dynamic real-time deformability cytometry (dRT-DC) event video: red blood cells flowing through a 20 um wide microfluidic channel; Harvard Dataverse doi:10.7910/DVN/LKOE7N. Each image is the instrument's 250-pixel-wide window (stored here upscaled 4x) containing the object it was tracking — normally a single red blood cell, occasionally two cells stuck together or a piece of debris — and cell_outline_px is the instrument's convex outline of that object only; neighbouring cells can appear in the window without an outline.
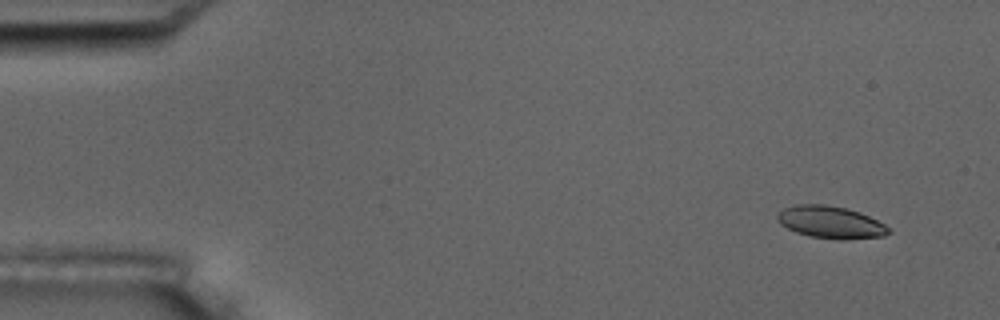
{"species": "common noctule bat (a hibernating species)", "species_latin": "Nyctalus noctula", "temperature_condition": "room temperature", "stored_images_in_passage": 7, "camera_frame_rate_fps": 3000, "um_per_image_px": 0.085, "animal": {"sex": "male", "body_mass_g": 17.5, "forearm_length_mm": 52.3}, "frame": {"image": 1, "passage_image": 1, "time_ms": 0.0, "image_size_px": [1000, 320], "cell_outline_px": [[892, 232], [884, 236], [844, 240], [840, 240], [812, 236], [796, 232], [780, 224], [776, 220], [776, 216], [784, 208], [796, 204], [824, 204], [848, 208], [860, 212], [884, 224]], "centroid_in_image_um": [70.6, 18.89], "position_along_channel_um": 14.4, "area_um2": 20.92}}
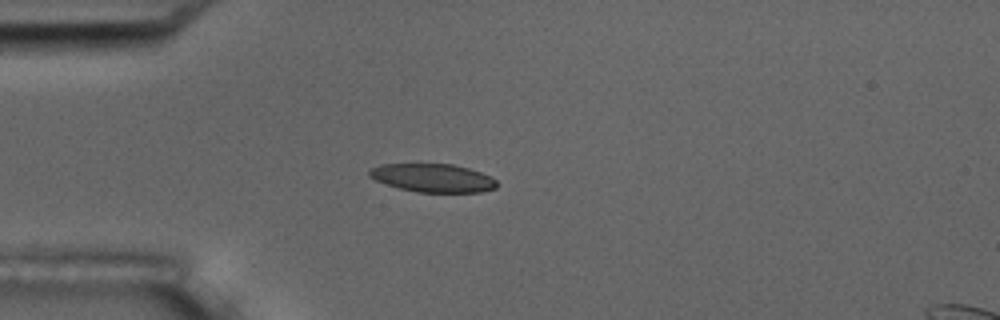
{"frame": {"image": 2, "passage_image": 4, "time_ms": 3.667, "image_size_px": [1000, 320], "cell_outline_px": [[496, 188], [480, 192], [420, 192], [400, 188], [376, 180], [368, 176], [368, 172], [372, 168], [380, 164], [452, 164], [468, 168], [480, 172], [496, 180]], "centroid_in_image_um": [36.78, 15.12], "position_along_channel_um": 48.2, "area_um2": 20.75}}